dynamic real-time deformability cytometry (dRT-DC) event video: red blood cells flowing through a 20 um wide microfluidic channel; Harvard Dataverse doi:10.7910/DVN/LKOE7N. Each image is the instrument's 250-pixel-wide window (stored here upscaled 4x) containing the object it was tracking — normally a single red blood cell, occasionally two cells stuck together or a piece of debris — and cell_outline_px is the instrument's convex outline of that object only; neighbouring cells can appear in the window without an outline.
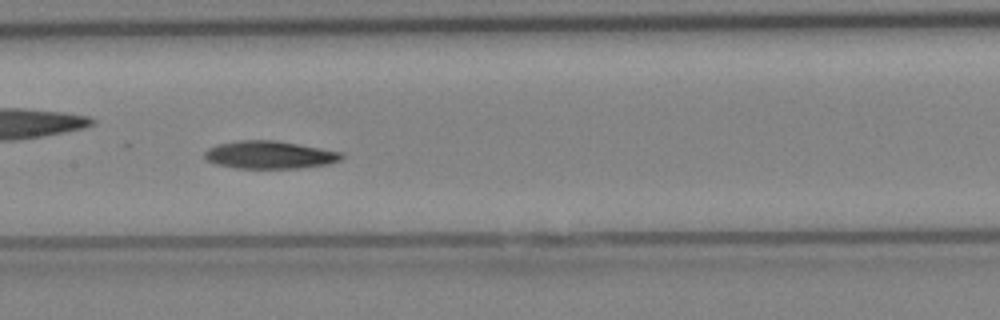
{"species": "Egyptian fruit bat (a non-hibernating species)", "species_latin": "Rousettus aegyptiacus", "temperature_condition": "cold", "stored_images_in_passage": 33, "camera_frame_rate_fps": 3000, "um_per_image_px": 0.085, "animal": {"sex": "female"}, "frame": {"image": 1, "passage_image": 15, "time_ms": 4.667, "image_size_px": [1000, 320], "cell_outline_px": [[344, 156], [340, 160], [328, 164], [300, 168], [236, 168], [216, 164], [208, 160], [204, 156], [204, 152], [208, 148], [216, 144], [236, 140], [276, 140], [344, 152]], "centroid_in_image_um": [22.92, 13.15], "position_along_channel_um": 184.5, "area_um2": 22.31}}
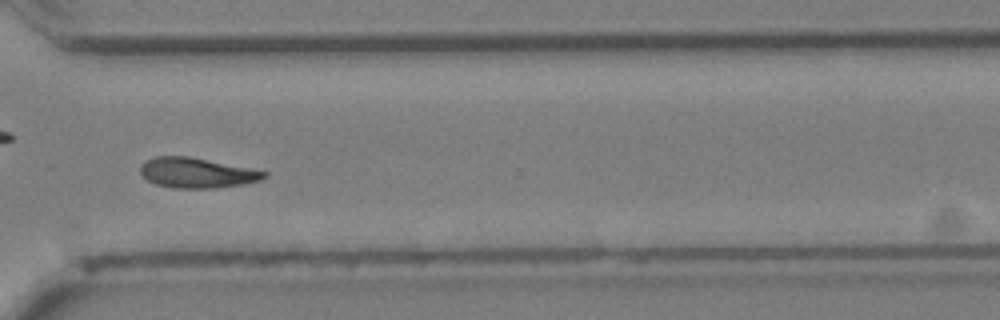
{"frame": {"image": 2, "passage_image": 24, "time_ms": 7.667, "image_size_px": [1000, 320], "cell_outline_px": [[268, 176], [260, 180], [244, 184], [212, 188], [176, 188], [156, 184], [148, 180], [140, 172], [140, 164], [144, 160], [152, 156], [188, 156], [268, 172]], "centroid_in_image_um": [16.69, 14.68], "position_along_channel_um": 353.9, "area_um2": 21.62}}